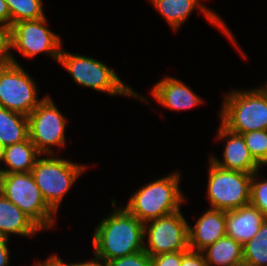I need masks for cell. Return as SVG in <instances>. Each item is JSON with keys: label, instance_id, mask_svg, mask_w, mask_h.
<instances>
[{"label": "cell", "instance_id": "cell-18", "mask_svg": "<svg viewBox=\"0 0 267 266\" xmlns=\"http://www.w3.org/2000/svg\"><path fill=\"white\" fill-rule=\"evenodd\" d=\"M42 154L35 148L28 138L23 142L5 147L4 162L6 168H0V173H26L31 172L38 158Z\"/></svg>", "mask_w": 267, "mask_h": 266}, {"label": "cell", "instance_id": "cell-23", "mask_svg": "<svg viewBox=\"0 0 267 266\" xmlns=\"http://www.w3.org/2000/svg\"><path fill=\"white\" fill-rule=\"evenodd\" d=\"M242 136L252 157L262 167L267 166V130L249 131Z\"/></svg>", "mask_w": 267, "mask_h": 266}, {"label": "cell", "instance_id": "cell-19", "mask_svg": "<svg viewBox=\"0 0 267 266\" xmlns=\"http://www.w3.org/2000/svg\"><path fill=\"white\" fill-rule=\"evenodd\" d=\"M201 252L209 266L243 265V245L227 235Z\"/></svg>", "mask_w": 267, "mask_h": 266}, {"label": "cell", "instance_id": "cell-16", "mask_svg": "<svg viewBox=\"0 0 267 266\" xmlns=\"http://www.w3.org/2000/svg\"><path fill=\"white\" fill-rule=\"evenodd\" d=\"M266 216L251 205L226 211V235L244 245L260 230Z\"/></svg>", "mask_w": 267, "mask_h": 266}, {"label": "cell", "instance_id": "cell-6", "mask_svg": "<svg viewBox=\"0 0 267 266\" xmlns=\"http://www.w3.org/2000/svg\"><path fill=\"white\" fill-rule=\"evenodd\" d=\"M0 193L19 207L42 230L53 227L56 212L45 202L31 172L1 173Z\"/></svg>", "mask_w": 267, "mask_h": 266}, {"label": "cell", "instance_id": "cell-30", "mask_svg": "<svg viewBox=\"0 0 267 266\" xmlns=\"http://www.w3.org/2000/svg\"><path fill=\"white\" fill-rule=\"evenodd\" d=\"M0 23L11 25L10 10L5 0H0Z\"/></svg>", "mask_w": 267, "mask_h": 266}, {"label": "cell", "instance_id": "cell-34", "mask_svg": "<svg viewBox=\"0 0 267 266\" xmlns=\"http://www.w3.org/2000/svg\"><path fill=\"white\" fill-rule=\"evenodd\" d=\"M4 153H5V147L2 144H0V162H4Z\"/></svg>", "mask_w": 267, "mask_h": 266}, {"label": "cell", "instance_id": "cell-22", "mask_svg": "<svg viewBox=\"0 0 267 266\" xmlns=\"http://www.w3.org/2000/svg\"><path fill=\"white\" fill-rule=\"evenodd\" d=\"M11 15V26L20 21L38 20L45 17L42 0H5Z\"/></svg>", "mask_w": 267, "mask_h": 266}, {"label": "cell", "instance_id": "cell-3", "mask_svg": "<svg viewBox=\"0 0 267 266\" xmlns=\"http://www.w3.org/2000/svg\"><path fill=\"white\" fill-rule=\"evenodd\" d=\"M58 63L72 76L74 81L84 87L112 95L135 97L148 103V99L136 93L127 83L123 82L114 69L102 61L92 57L71 54L61 50Z\"/></svg>", "mask_w": 267, "mask_h": 266}, {"label": "cell", "instance_id": "cell-24", "mask_svg": "<svg viewBox=\"0 0 267 266\" xmlns=\"http://www.w3.org/2000/svg\"><path fill=\"white\" fill-rule=\"evenodd\" d=\"M261 177L260 171L255 172L252 175L250 204L260 210L267 217V179H260Z\"/></svg>", "mask_w": 267, "mask_h": 266}, {"label": "cell", "instance_id": "cell-2", "mask_svg": "<svg viewBox=\"0 0 267 266\" xmlns=\"http://www.w3.org/2000/svg\"><path fill=\"white\" fill-rule=\"evenodd\" d=\"M179 183L180 172L157 178L135 191L124 208L143 223L177 212L186 199Z\"/></svg>", "mask_w": 267, "mask_h": 266}, {"label": "cell", "instance_id": "cell-7", "mask_svg": "<svg viewBox=\"0 0 267 266\" xmlns=\"http://www.w3.org/2000/svg\"><path fill=\"white\" fill-rule=\"evenodd\" d=\"M207 197L210 209L230 211L250 203L251 173L227 170L209 160Z\"/></svg>", "mask_w": 267, "mask_h": 266}, {"label": "cell", "instance_id": "cell-5", "mask_svg": "<svg viewBox=\"0 0 267 266\" xmlns=\"http://www.w3.org/2000/svg\"><path fill=\"white\" fill-rule=\"evenodd\" d=\"M44 156L38 158L31 174L45 202L57 213L65 194L88 166L57 157L55 154H48L47 158Z\"/></svg>", "mask_w": 267, "mask_h": 266}, {"label": "cell", "instance_id": "cell-28", "mask_svg": "<svg viewBox=\"0 0 267 266\" xmlns=\"http://www.w3.org/2000/svg\"><path fill=\"white\" fill-rule=\"evenodd\" d=\"M181 266H209L200 251H182Z\"/></svg>", "mask_w": 267, "mask_h": 266}, {"label": "cell", "instance_id": "cell-13", "mask_svg": "<svg viewBox=\"0 0 267 266\" xmlns=\"http://www.w3.org/2000/svg\"><path fill=\"white\" fill-rule=\"evenodd\" d=\"M217 131V139L224 141L223 161L211 155L209 159L217 166L244 173L258 172L262 166L252 157L242 134L226 128L221 122Z\"/></svg>", "mask_w": 267, "mask_h": 266}, {"label": "cell", "instance_id": "cell-25", "mask_svg": "<svg viewBox=\"0 0 267 266\" xmlns=\"http://www.w3.org/2000/svg\"><path fill=\"white\" fill-rule=\"evenodd\" d=\"M12 26L0 23V64H20L11 52Z\"/></svg>", "mask_w": 267, "mask_h": 266}, {"label": "cell", "instance_id": "cell-32", "mask_svg": "<svg viewBox=\"0 0 267 266\" xmlns=\"http://www.w3.org/2000/svg\"><path fill=\"white\" fill-rule=\"evenodd\" d=\"M72 266H105V265L102 262L93 258L87 262H78V263L74 262L72 263Z\"/></svg>", "mask_w": 267, "mask_h": 266}, {"label": "cell", "instance_id": "cell-1", "mask_svg": "<svg viewBox=\"0 0 267 266\" xmlns=\"http://www.w3.org/2000/svg\"><path fill=\"white\" fill-rule=\"evenodd\" d=\"M96 226L93 237L94 259L104 265L115 258L129 256L144 250V223L125 208H117ZM117 208V209H116Z\"/></svg>", "mask_w": 267, "mask_h": 266}, {"label": "cell", "instance_id": "cell-35", "mask_svg": "<svg viewBox=\"0 0 267 266\" xmlns=\"http://www.w3.org/2000/svg\"><path fill=\"white\" fill-rule=\"evenodd\" d=\"M267 94V83L264 86H259Z\"/></svg>", "mask_w": 267, "mask_h": 266}, {"label": "cell", "instance_id": "cell-33", "mask_svg": "<svg viewBox=\"0 0 267 266\" xmlns=\"http://www.w3.org/2000/svg\"><path fill=\"white\" fill-rule=\"evenodd\" d=\"M9 237L0 231V247H4L8 244Z\"/></svg>", "mask_w": 267, "mask_h": 266}, {"label": "cell", "instance_id": "cell-15", "mask_svg": "<svg viewBox=\"0 0 267 266\" xmlns=\"http://www.w3.org/2000/svg\"><path fill=\"white\" fill-rule=\"evenodd\" d=\"M226 235V211L208 209L188 227L189 250L202 251Z\"/></svg>", "mask_w": 267, "mask_h": 266}, {"label": "cell", "instance_id": "cell-10", "mask_svg": "<svg viewBox=\"0 0 267 266\" xmlns=\"http://www.w3.org/2000/svg\"><path fill=\"white\" fill-rule=\"evenodd\" d=\"M188 227L180 210L144 223V251L149 256L188 251Z\"/></svg>", "mask_w": 267, "mask_h": 266}, {"label": "cell", "instance_id": "cell-21", "mask_svg": "<svg viewBox=\"0 0 267 266\" xmlns=\"http://www.w3.org/2000/svg\"><path fill=\"white\" fill-rule=\"evenodd\" d=\"M243 264L267 266V218L262 223L257 236L243 245Z\"/></svg>", "mask_w": 267, "mask_h": 266}, {"label": "cell", "instance_id": "cell-12", "mask_svg": "<svg viewBox=\"0 0 267 266\" xmlns=\"http://www.w3.org/2000/svg\"><path fill=\"white\" fill-rule=\"evenodd\" d=\"M150 2L153 3V6L157 9L161 16H163L170 27L174 29V31L178 30L179 27H181V25L188 19L193 10L198 8L206 19H208V22L221 29V31L229 38L231 43L237 47L239 52L242 54V57L246 58L247 55L239 46H237V41H235L232 32H230L229 28H227L221 17H219V15L217 16L214 10H210L208 7L203 5L200 0H150Z\"/></svg>", "mask_w": 267, "mask_h": 266}, {"label": "cell", "instance_id": "cell-29", "mask_svg": "<svg viewBox=\"0 0 267 266\" xmlns=\"http://www.w3.org/2000/svg\"><path fill=\"white\" fill-rule=\"evenodd\" d=\"M32 266H72V262L68 264L66 262H63L61 257L57 255H50L45 261L41 262L38 260Z\"/></svg>", "mask_w": 267, "mask_h": 266}, {"label": "cell", "instance_id": "cell-27", "mask_svg": "<svg viewBox=\"0 0 267 266\" xmlns=\"http://www.w3.org/2000/svg\"><path fill=\"white\" fill-rule=\"evenodd\" d=\"M153 266H181L182 251L151 256Z\"/></svg>", "mask_w": 267, "mask_h": 266}, {"label": "cell", "instance_id": "cell-20", "mask_svg": "<svg viewBox=\"0 0 267 266\" xmlns=\"http://www.w3.org/2000/svg\"><path fill=\"white\" fill-rule=\"evenodd\" d=\"M28 138L27 116L0 106V144L7 147Z\"/></svg>", "mask_w": 267, "mask_h": 266}, {"label": "cell", "instance_id": "cell-31", "mask_svg": "<svg viewBox=\"0 0 267 266\" xmlns=\"http://www.w3.org/2000/svg\"><path fill=\"white\" fill-rule=\"evenodd\" d=\"M10 251L6 244L4 247H0V266H9L10 264Z\"/></svg>", "mask_w": 267, "mask_h": 266}, {"label": "cell", "instance_id": "cell-9", "mask_svg": "<svg viewBox=\"0 0 267 266\" xmlns=\"http://www.w3.org/2000/svg\"><path fill=\"white\" fill-rule=\"evenodd\" d=\"M43 100L37 85L20 64H0V106L28 116Z\"/></svg>", "mask_w": 267, "mask_h": 266}, {"label": "cell", "instance_id": "cell-8", "mask_svg": "<svg viewBox=\"0 0 267 266\" xmlns=\"http://www.w3.org/2000/svg\"><path fill=\"white\" fill-rule=\"evenodd\" d=\"M27 118L29 139L42 155H56L52 147L65 146L67 119L50 96H44Z\"/></svg>", "mask_w": 267, "mask_h": 266}, {"label": "cell", "instance_id": "cell-11", "mask_svg": "<svg viewBox=\"0 0 267 266\" xmlns=\"http://www.w3.org/2000/svg\"><path fill=\"white\" fill-rule=\"evenodd\" d=\"M47 17L16 22L12 25V50L31 58L46 53L57 62L61 54V37L46 27Z\"/></svg>", "mask_w": 267, "mask_h": 266}, {"label": "cell", "instance_id": "cell-17", "mask_svg": "<svg viewBox=\"0 0 267 266\" xmlns=\"http://www.w3.org/2000/svg\"><path fill=\"white\" fill-rule=\"evenodd\" d=\"M0 231L8 237L11 234L32 237L42 229L0 193Z\"/></svg>", "mask_w": 267, "mask_h": 266}, {"label": "cell", "instance_id": "cell-14", "mask_svg": "<svg viewBox=\"0 0 267 266\" xmlns=\"http://www.w3.org/2000/svg\"><path fill=\"white\" fill-rule=\"evenodd\" d=\"M177 78L165 77L151 90L152 97L162 106L175 111L188 110L203 103L198 94Z\"/></svg>", "mask_w": 267, "mask_h": 266}, {"label": "cell", "instance_id": "cell-26", "mask_svg": "<svg viewBox=\"0 0 267 266\" xmlns=\"http://www.w3.org/2000/svg\"><path fill=\"white\" fill-rule=\"evenodd\" d=\"M105 266H153V264L151 256L143 250L129 256L112 259Z\"/></svg>", "mask_w": 267, "mask_h": 266}, {"label": "cell", "instance_id": "cell-4", "mask_svg": "<svg viewBox=\"0 0 267 266\" xmlns=\"http://www.w3.org/2000/svg\"><path fill=\"white\" fill-rule=\"evenodd\" d=\"M222 101L220 120L230 131L243 134L267 130V94L260 87L232 89Z\"/></svg>", "mask_w": 267, "mask_h": 266}]
</instances>
